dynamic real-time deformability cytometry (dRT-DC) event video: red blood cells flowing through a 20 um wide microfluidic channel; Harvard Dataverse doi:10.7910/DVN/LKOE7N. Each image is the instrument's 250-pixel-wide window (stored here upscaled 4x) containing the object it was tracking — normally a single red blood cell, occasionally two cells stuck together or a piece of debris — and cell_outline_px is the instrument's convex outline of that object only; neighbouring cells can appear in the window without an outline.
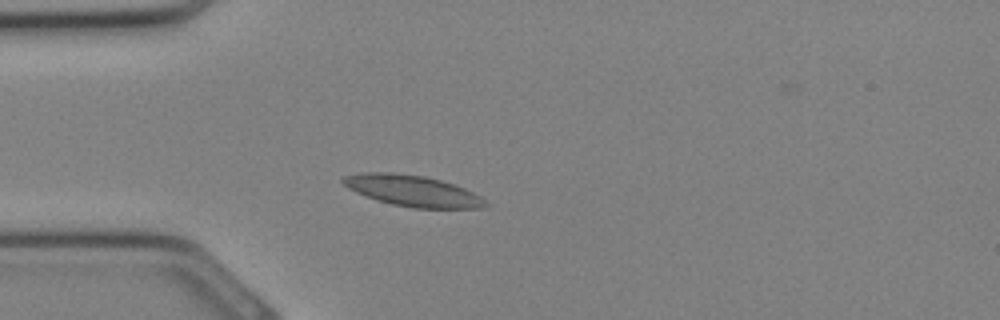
{"species": "Egyptian fruit bat (a non-hibernating species)", "species_latin": "Rousettus aegyptiacus", "temperature_condition": "cold", "stored_images_in_passage": 32, "camera_frame_rate_fps": 3000, "um_per_image_px": 0.085, "animal": {"sex": "female"}, "frame": {"image": 1, "passage_image": 8, "time_ms": 2.333, "image_size_px": [1000, 320], "cell_outline_px": [[488, 204], [484, 208], [412, 208], [392, 204], [356, 192], [348, 188], [340, 180], [344, 176], [364, 172], [392, 172], [424, 176], [440, 180], [464, 188], [480, 196]], "centroid_in_image_um": [35.07, 16.21], "position_along_channel_um": 49.9, "area_um2": 25.49}}
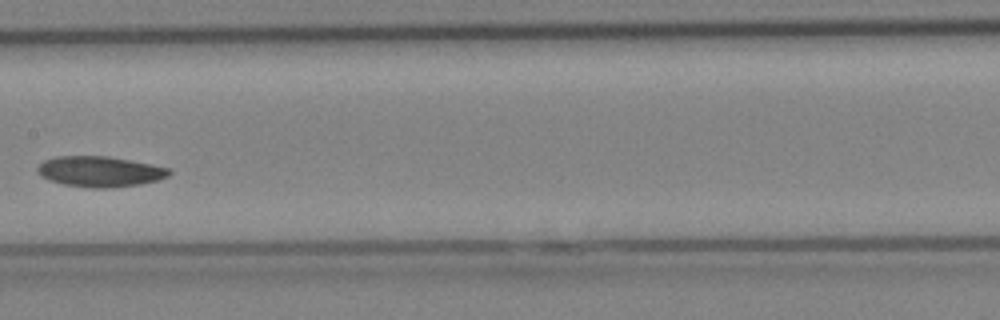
{"frame": {"image": 2, "passage_image": 16, "time_ms": 5.0, "image_size_px": [1000, 320], "cell_outline_px": [[172, 172], [168, 176], [156, 180], [140, 184], [112, 188], [92, 188], [64, 184], [48, 180], [40, 176], [36, 172], [36, 168], [44, 160], [56, 156], [108, 156], [152, 164], [168, 168]], "centroid_in_image_um": [8.46, 14.58], "position_along_channel_um": 198.9, "area_um2": 23.52}}
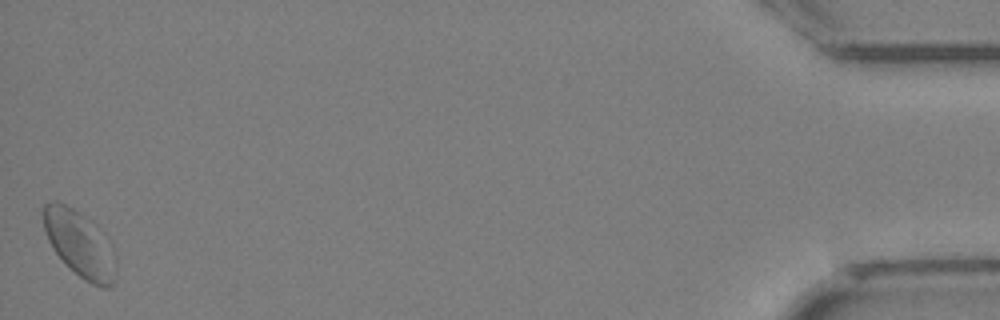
{"frame": {"image": 3, "passage_image": 32, "time_ms": 10.333, "image_size_px": [1000, 320], "cell_outline_px": [[116, 280], [108, 288], [104, 288], [92, 284], [84, 280], [52, 248], [48, 240], [44, 228], [40, 212], [44, 204], [52, 200], [56, 200], [72, 208], [104, 232], [112, 244], [116, 252]], "centroid_in_image_um": [6.8, 20.72], "position_along_channel_um": 428.4, "area_um2": 28.21}}